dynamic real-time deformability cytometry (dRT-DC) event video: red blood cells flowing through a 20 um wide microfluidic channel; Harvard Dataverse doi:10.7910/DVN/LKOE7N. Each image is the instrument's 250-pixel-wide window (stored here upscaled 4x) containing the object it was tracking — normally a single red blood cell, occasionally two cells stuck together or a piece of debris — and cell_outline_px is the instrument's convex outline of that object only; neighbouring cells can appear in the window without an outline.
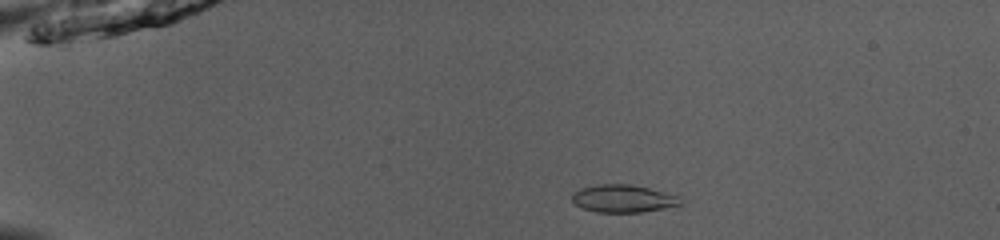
{"species": "common noctule bat (a hibernating species)", "species_latin": "Nyctalus noctula", "temperature_condition": "room temperature", "stored_images_in_passage": 43, "camera_frame_rate_fps": 3000, "um_per_image_px": 0.085, "animal": {"sex": "male", "body_mass_g": 13.0, "forearm_length_mm": 53.1}, "frame": {"image": 1, "passage_image": 2, "time_ms": 0.333, "image_size_px": [1000, 240], "cell_outline_px": [[688, 200], [680, 204], [640, 212], [596, 212], [584, 208], [576, 204], [572, 200], [572, 192], [580, 188], [596, 184], [632, 184], [648, 188], [676, 196]], "centroid_in_image_um": [52.93, 16.86], "position_along_channel_um": 32.1, "area_um2": 17.28}}
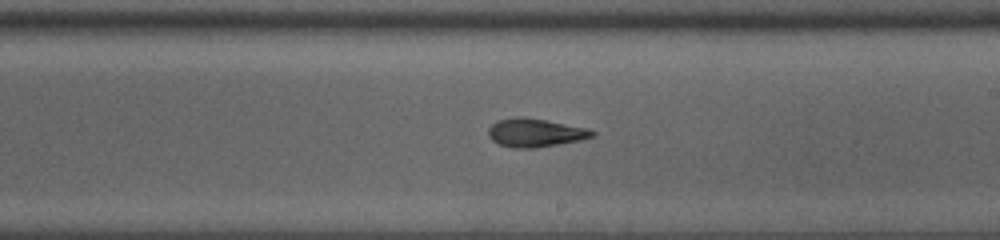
{"frame": {"image": 2, "passage_image": 23, "time_ms": 7.333, "image_size_px": [1000, 240], "cell_outline_px": [[596, 136], [580, 140], [536, 148], [512, 148], [500, 144], [492, 140], [488, 136], [488, 128], [496, 120], [520, 116], [544, 120], [588, 128], [596, 132]], "centroid_in_image_um": [45.49, 11.28], "position_along_channel_um": 243.5, "area_um2": 17.22}}
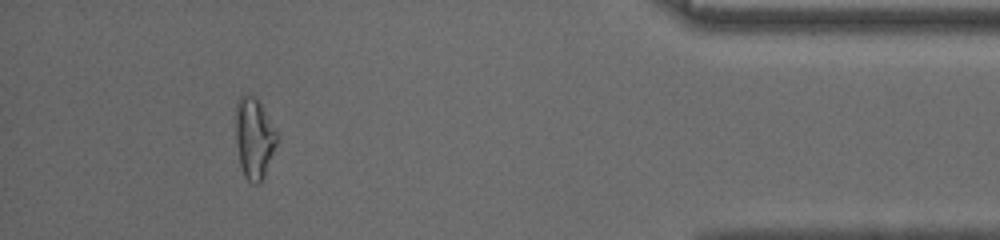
{"frame": {"image": 3, "passage_image": 39, "time_ms": 12.667, "image_size_px": [1000, 240], "cell_outline_px": [[276, 144], [264, 176], [260, 184], [252, 184], [244, 176], [240, 164], [236, 144], [236, 100], [240, 96], [256, 96], [260, 100], [276, 132]], "centroid_in_image_um": [21.58, 11.73], "position_along_channel_um": 413.6, "area_um2": 19.31}, "authors_computed_cell_mechanics": {"area_um2": 17.2244, "velocity_mm_per_s": 3.9688, "shape_relaxation_time_tau1_ms": 6.4893, "shape_relaxation_time_tau2_ms": 3.843, "deformation_change_tau1": 0.2246, "deformation_change_tau2": 0.0963}}